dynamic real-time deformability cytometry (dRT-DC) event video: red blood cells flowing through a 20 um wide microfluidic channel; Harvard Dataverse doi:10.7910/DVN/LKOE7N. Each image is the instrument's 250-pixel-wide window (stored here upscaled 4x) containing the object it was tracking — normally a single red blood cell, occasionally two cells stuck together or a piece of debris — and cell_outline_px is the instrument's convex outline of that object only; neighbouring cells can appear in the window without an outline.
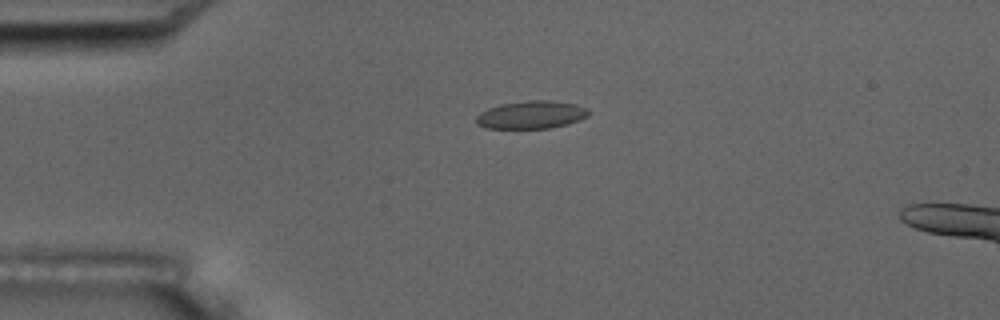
{"species": "common noctule bat (a hibernating species)", "species_latin": "Nyctalus noctula", "temperature_condition": "room temperature", "stored_images_in_passage": 4, "camera_frame_rate_fps": 3000, "um_per_image_px": 0.085, "animal": {"sex": "male", "body_mass_g": 17.5, "forearm_length_mm": 52.3}, "frame": {"image": 1, "passage_image": 2, "time_ms": 1.333, "image_size_px": [1000, 320], "cell_outline_px": [[588, 116], [580, 120], [568, 124], [548, 128], [484, 128], [476, 124], [476, 116], [480, 112], [488, 108], [500, 104], [528, 100], [552, 100], [576, 104], [588, 108]], "centroid_in_image_um": [45.15, 9.75], "position_along_channel_um": 39.8, "area_um2": 18.38}}